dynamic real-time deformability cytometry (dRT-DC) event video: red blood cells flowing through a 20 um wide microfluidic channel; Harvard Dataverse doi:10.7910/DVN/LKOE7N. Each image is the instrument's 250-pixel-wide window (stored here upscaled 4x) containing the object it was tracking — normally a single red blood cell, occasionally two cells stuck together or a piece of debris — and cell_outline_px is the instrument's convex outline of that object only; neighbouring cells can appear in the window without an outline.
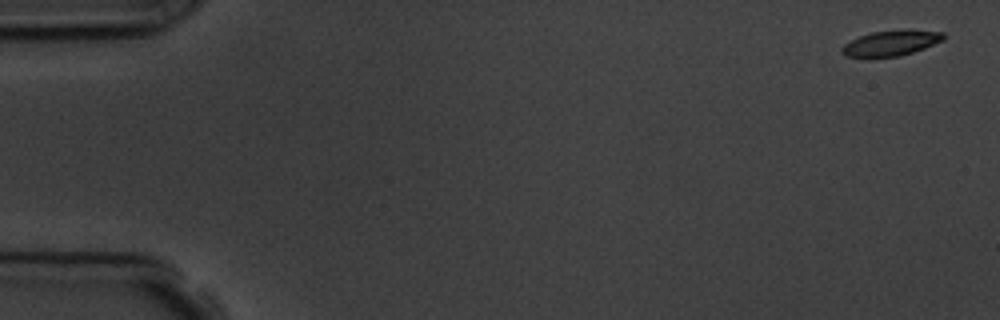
{"species": "common noctule bat (a hibernating species)", "species_latin": "Nyctalus noctula", "temperature_condition": "room temperature", "stored_images_in_passage": 5, "camera_frame_rate_fps": 3000, "um_per_image_px": 0.085, "animal": {"sex": "male", "body_mass_g": 19.5, "forearm_length_mm": 54.6}, "frame": {"image": 1, "passage_image": 1, "time_ms": 0.0, "image_size_px": [1000, 320], "cell_outline_px": [[944, 40], [924, 48], [900, 56], [868, 60], [844, 56], [840, 52], [840, 48], [844, 44], [860, 36], [872, 32], [944, 32]], "centroid_in_image_um": [75.58, 3.77], "position_along_channel_um": 9.4, "area_um2": 14.85}}
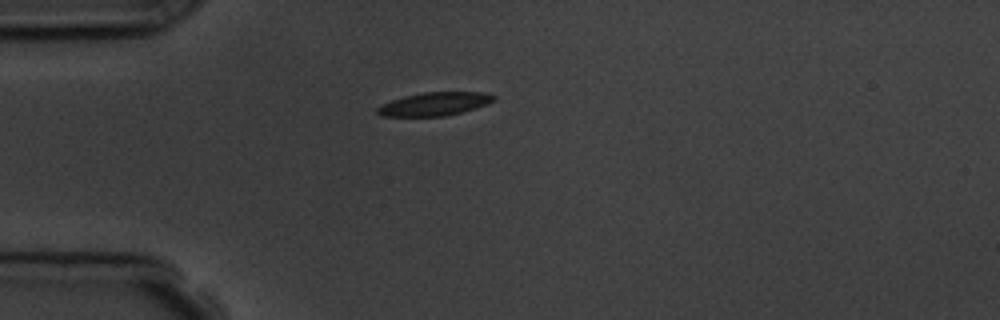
{"frame": {"image": 2, "passage_image": 5, "time_ms": 4.333, "image_size_px": [1000, 320], "cell_outline_px": [[496, 100], [488, 104], [476, 108], [444, 116], [380, 116], [376, 112], [376, 108], [380, 104], [404, 96], [424, 92], [484, 92], [496, 96]], "centroid_in_image_um": [36.93, 8.83], "position_along_channel_um": 48.1, "area_um2": 15.9}}